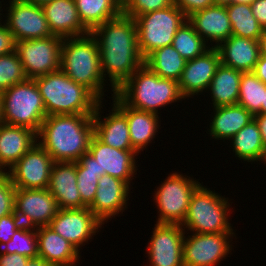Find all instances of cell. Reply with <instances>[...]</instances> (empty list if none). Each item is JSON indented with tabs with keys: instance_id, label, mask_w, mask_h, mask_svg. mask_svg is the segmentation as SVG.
Here are the masks:
<instances>
[{
	"instance_id": "obj_3",
	"label": "cell",
	"mask_w": 266,
	"mask_h": 266,
	"mask_svg": "<svg viewBox=\"0 0 266 266\" xmlns=\"http://www.w3.org/2000/svg\"><path fill=\"white\" fill-rule=\"evenodd\" d=\"M127 105L134 109L158 113V108L181 101L178 81L161 78L145 64L136 70L115 92Z\"/></svg>"
},
{
	"instance_id": "obj_45",
	"label": "cell",
	"mask_w": 266,
	"mask_h": 266,
	"mask_svg": "<svg viewBox=\"0 0 266 266\" xmlns=\"http://www.w3.org/2000/svg\"><path fill=\"white\" fill-rule=\"evenodd\" d=\"M253 16L257 19L260 26L266 28V0H255L251 4Z\"/></svg>"
},
{
	"instance_id": "obj_25",
	"label": "cell",
	"mask_w": 266,
	"mask_h": 266,
	"mask_svg": "<svg viewBox=\"0 0 266 266\" xmlns=\"http://www.w3.org/2000/svg\"><path fill=\"white\" fill-rule=\"evenodd\" d=\"M37 143L29 128L0 123V171H6ZM4 169V170H3Z\"/></svg>"
},
{
	"instance_id": "obj_6",
	"label": "cell",
	"mask_w": 266,
	"mask_h": 266,
	"mask_svg": "<svg viewBox=\"0 0 266 266\" xmlns=\"http://www.w3.org/2000/svg\"><path fill=\"white\" fill-rule=\"evenodd\" d=\"M228 200L200 184L191 196L182 228L199 234L235 233L228 219Z\"/></svg>"
},
{
	"instance_id": "obj_32",
	"label": "cell",
	"mask_w": 266,
	"mask_h": 266,
	"mask_svg": "<svg viewBox=\"0 0 266 266\" xmlns=\"http://www.w3.org/2000/svg\"><path fill=\"white\" fill-rule=\"evenodd\" d=\"M186 60L172 46L158 48L150 53L144 64L161 78L179 81L185 67Z\"/></svg>"
},
{
	"instance_id": "obj_38",
	"label": "cell",
	"mask_w": 266,
	"mask_h": 266,
	"mask_svg": "<svg viewBox=\"0 0 266 266\" xmlns=\"http://www.w3.org/2000/svg\"><path fill=\"white\" fill-rule=\"evenodd\" d=\"M26 79L23 65L15 50L0 56V93Z\"/></svg>"
},
{
	"instance_id": "obj_14",
	"label": "cell",
	"mask_w": 266,
	"mask_h": 266,
	"mask_svg": "<svg viewBox=\"0 0 266 266\" xmlns=\"http://www.w3.org/2000/svg\"><path fill=\"white\" fill-rule=\"evenodd\" d=\"M104 225L88 208L59 209L48 225L80 252L81 246L92 239ZM100 228V229H99ZM84 244V245H83Z\"/></svg>"
},
{
	"instance_id": "obj_17",
	"label": "cell",
	"mask_w": 266,
	"mask_h": 266,
	"mask_svg": "<svg viewBox=\"0 0 266 266\" xmlns=\"http://www.w3.org/2000/svg\"><path fill=\"white\" fill-rule=\"evenodd\" d=\"M88 153L98 162L99 178L107 174L125 181L131 187V180L138 170L135 156L139 154L135 150L116 149L93 135Z\"/></svg>"
},
{
	"instance_id": "obj_16",
	"label": "cell",
	"mask_w": 266,
	"mask_h": 266,
	"mask_svg": "<svg viewBox=\"0 0 266 266\" xmlns=\"http://www.w3.org/2000/svg\"><path fill=\"white\" fill-rule=\"evenodd\" d=\"M59 208L48 189H16L15 214L22 225L48 226Z\"/></svg>"
},
{
	"instance_id": "obj_46",
	"label": "cell",
	"mask_w": 266,
	"mask_h": 266,
	"mask_svg": "<svg viewBox=\"0 0 266 266\" xmlns=\"http://www.w3.org/2000/svg\"><path fill=\"white\" fill-rule=\"evenodd\" d=\"M253 73L266 84V55H260Z\"/></svg>"
},
{
	"instance_id": "obj_54",
	"label": "cell",
	"mask_w": 266,
	"mask_h": 266,
	"mask_svg": "<svg viewBox=\"0 0 266 266\" xmlns=\"http://www.w3.org/2000/svg\"><path fill=\"white\" fill-rule=\"evenodd\" d=\"M2 122V97L0 93V123Z\"/></svg>"
},
{
	"instance_id": "obj_4",
	"label": "cell",
	"mask_w": 266,
	"mask_h": 266,
	"mask_svg": "<svg viewBox=\"0 0 266 266\" xmlns=\"http://www.w3.org/2000/svg\"><path fill=\"white\" fill-rule=\"evenodd\" d=\"M47 116L93 115L100 100L86 87L74 82L62 70L34 78Z\"/></svg>"
},
{
	"instance_id": "obj_23",
	"label": "cell",
	"mask_w": 266,
	"mask_h": 266,
	"mask_svg": "<svg viewBox=\"0 0 266 266\" xmlns=\"http://www.w3.org/2000/svg\"><path fill=\"white\" fill-rule=\"evenodd\" d=\"M102 101L93 114L94 135L103 143L120 150H134L130 142V134L126 115L113 103L107 117L101 116Z\"/></svg>"
},
{
	"instance_id": "obj_55",
	"label": "cell",
	"mask_w": 266,
	"mask_h": 266,
	"mask_svg": "<svg viewBox=\"0 0 266 266\" xmlns=\"http://www.w3.org/2000/svg\"><path fill=\"white\" fill-rule=\"evenodd\" d=\"M261 161H263L264 164L266 163V146L264 148V153H263V157H262Z\"/></svg>"
},
{
	"instance_id": "obj_28",
	"label": "cell",
	"mask_w": 266,
	"mask_h": 266,
	"mask_svg": "<svg viewBox=\"0 0 266 266\" xmlns=\"http://www.w3.org/2000/svg\"><path fill=\"white\" fill-rule=\"evenodd\" d=\"M209 135L216 140H228L253 120V115L244 107L235 104L213 108Z\"/></svg>"
},
{
	"instance_id": "obj_41",
	"label": "cell",
	"mask_w": 266,
	"mask_h": 266,
	"mask_svg": "<svg viewBox=\"0 0 266 266\" xmlns=\"http://www.w3.org/2000/svg\"><path fill=\"white\" fill-rule=\"evenodd\" d=\"M22 226L18 216L14 213L0 218V247L6 244L15 231Z\"/></svg>"
},
{
	"instance_id": "obj_2",
	"label": "cell",
	"mask_w": 266,
	"mask_h": 266,
	"mask_svg": "<svg viewBox=\"0 0 266 266\" xmlns=\"http://www.w3.org/2000/svg\"><path fill=\"white\" fill-rule=\"evenodd\" d=\"M93 135V115H50L41 124L37 143L54 162H76L88 153Z\"/></svg>"
},
{
	"instance_id": "obj_8",
	"label": "cell",
	"mask_w": 266,
	"mask_h": 266,
	"mask_svg": "<svg viewBox=\"0 0 266 266\" xmlns=\"http://www.w3.org/2000/svg\"><path fill=\"white\" fill-rule=\"evenodd\" d=\"M137 26L138 46L145 59L158 48L172 45L178 28L187 20L184 13L172 4L163 9L134 18Z\"/></svg>"
},
{
	"instance_id": "obj_39",
	"label": "cell",
	"mask_w": 266,
	"mask_h": 266,
	"mask_svg": "<svg viewBox=\"0 0 266 266\" xmlns=\"http://www.w3.org/2000/svg\"><path fill=\"white\" fill-rule=\"evenodd\" d=\"M172 0H122V13L135 18L139 15L166 8Z\"/></svg>"
},
{
	"instance_id": "obj_50",
	"label": "cell",
	"mask_w": 266,
	"mask_h": 266,
	"mask_svg": "<svg viewBox=\"0 0 266 266\" xmlns=\"http://www.w3.org/2000/svg\"><path fill=\"white\" fill-rule=\"evenodd\" d=\"M21 1H25V2H29V3H32V4H36V5L42 6L43 4L51 2L52 0H21Z\"/></svg>"
},
{
	"instance_id": "obj_22",
	"label": "cell",
	"mask_w": 266,
	"mask_h": 266,
	"mask_svg": "<svg viewBox=\"0 0 266 266\" xmlns=\"http://www.w3.org/2000/svg\"><path fill=\"white\" fill-rule=\"evenodd\" d=\"M197 34L211 47L216 48L232 35L226 6L213 5L196 11L187 17ZM210 41V43H208Z\"/></svg>"
},
{
	"instance_id": "obj_47",
	"label": "cell",
	"mask_w": 266,
	"mask_h": 266,
	"mask_svg": "<svg viewBox=\"0 0 266 266\" xmlns=\"http://www.w3.org/2000/svg\"><path fill=\"white\" fill-rule=\"evenodd\" d=\"M253 119L256 121L261 133L262 141L266 146V114H256Z\"/></svg>"
},
{
	"instance_id": "obj_36",
	"label": "cell",
	"mask_w": 266,
	"mask_h": 266,
	"mask_svg": "<svg viewBox=\"0 0 266 266\" xmlns=\"http://www.w3.org/2000/svg\"><path fill=\"white\" fill-rule=\"evenodd\" d=\"M266 84H264L253 72H242L238 105L244 107L253 116L261 114Z\"/></svg>"
},
{
	"instance_id": "obj_9",
	"label": "cell",
	"mask_w": 266,
	"mask_h": 266,
	"mask_svg": "<svg viewBox=\"0 0 266 266\" xmlns=\"http://www.w3.org/2000/svg\"><path fill=\"white\" fill-rule=\"evenodd\" d=\"M201 183L194 178L170 173L154 191V201L159 210L158 224L181 225L186 217L190 199Z\"/></svg>"
},
{
	"instance_id": "obj_34",
	"label": "cell",
	"mask_w": 266,
	"mask_h": 266,
	"mask_svg": "<svg viewBox=\"0 0 266 266\" xmlns=\"http://www.w3.org/2000/svg\"><path fill=\"white\" fill-rule=\"evenodd\" d=\"M89 154L76 161L77 186L81 201L88 207L94 200L99 180V166Z\"/></svg>"
},
{
	"instance_id": "obj_27",
	"label": "cell",
	"mask_w": 266,
	"mask_h": 266,
	"mask_svg": "<svg viewBox=\"0 0 266 266\" xmlns=\"http://www.w3.org/2000/svg\"><path fill=\"white\" fill-rule=\"evenodd\" d=\"M216 49L223 65L242 72H253L260 56L258 40L235 35L221 42Z\"/></svg>"
},
{
	"instance_id": "obj_40",
	"label": "cell",
	"mask_w": 266,
	"mask_h": 266,
	"mask_svg": "<svg viewBox=\"0 0 266 266\" xmlns=\"http://www.w3.org/2000/svg\"><path fill=\"white\" fill-rule=\"evenodd\" d=\"M16 188L6 171H0V218L15 212Z\"/></svg>"
},
{
	"instance_id": "obj_29",
	"label": "cell",
	"mask_w": 266,
	"mask_h": 266,
	"mask_svg": "<svg viewBox=\"0 0 266 266\" xmlns=\"http://www.w3.org/2000/svg\"><path fill=\"white\" fill-rule=\"evenodd\" d=\"M241 74L242 71L222 63L218 66L208 87V92H211L213 108L238 103Z\"/></svg>"
},
{
	"instance_id": "obj_33",
	"label": "cell",
	"mask_w": 266,
	"mask_h": 266,
	"mask_svg": "<svg viewBox=\"0 0 266 266\" xmlns=\"http://www.w3.org/2000/svg\"><path fill=\"white\" fill-rule=\"evenodd\" d=\"M232 35L258 40L263 28L253 16L251 5L229 4L226 6Z\"/></svg>"
},
{
	"instance_id": "obj_31",
	"label": "cell",
	"mask_w": 266,
	"mask_h": 266,
	"mask_svg": "<svg viewBox=\"0 0 266 266\" xmlns=\"http://www.w3.org/2000/svg\"><path fill=\"white\" fill-rule=\"evenodd\" d=\"M229 141L235 157L247 162H261L265 145L256 121L253 119Z\"/></svg>"
},
{
	"instance_id": "obj_43",
	"label": "cell",
	"mask_w": 266,
	"mask_h": 266,
	"mask_svg": "<svg viewBox=\"0 0 266 266\" xmlns=\"http://www.w3.org/2000/svg\"><path fill=\"white\" fill-rule=\"evenodd\" d=\"M15 43L10 30L6 27L4 22L2 25L0 21V56L13 52L15 50Z\"/></svg>"
},
{
	"instance_id": "obj_51",
	"label": "cell",
	"mask_w": 266,
	"mask_h": 266,
	"mask_svg": "<svg viewBox=\"0 0 266 266\" xmlns=\"http://www.w3.org/2000/svg\"><path fill=\"white\" fill-rule=\"evenodd\" d=\"M255 0H231V4H248L251 5Z\"/></svg>"
},
{
	"instance_id": "obj_35",
	"label": "cell",
	"mask_w": 266,
	"mask_h": 266,
	"mask_svg": "<svg viewBox=\"0 0 266 266\" xmlns=\"http://www.w3.org/2000/svg\"><path fill=\"white\" fill-rule=\"evenodd\" d=\"M172 46L186 60H192L203 55L211 47L195 31L192 24L186 20L178 28L172 42Z\"/></svg>"
},
{
	"instance_id": "obj_5",
	"label": "cell",
	"mask_w": 266,
	"mask_h": 266,
	"mask_svg": "<svg viewBox=\"0 0 266 266\" xmlns=\"http://www.w3.org/2000/svg\"><path fill=\"white\" fill-rule=\"evenodd\" d=\"M61 70L74 82L89 89L100 101L104 95V79L100 52L91 33L63 38L61 47Z\"/></svg>"
},
{
	"instance_id": "obj_48",
	"label": "cell",
	"mask_w": 266,
	"mask_h": 266,
	"mask_svg": "<svg viewBox=\"0 0 266 266\" xmlns=\"http://www.w3.org/2000/svg\"><path fill=\"white\" fill-rule=\"evenodd\" d=\"M26 266H53L51 263H48L43 258L37 256L34 258H29Z\"/></svg>"
},
{
	"instance_id": "obj_42",
	"label": "cell",
	"mask_w": 266,
	"mask_h": 266,
	"mask_svg": "<svg viewBox=\"0 0 266 266\" xmlns=\"http://www.w3.org/2000/svg\"><path fill=\"white\" fill-rule=\"evenodd\" d=\"M186 17L192 13L213 6V0H172Z\"/></svg>"
},
{
	"instance_id": "obj_19",
	"label": "cell",
	"mask_w": 266,
	"mask_h": 266,
	"mask_svg": "<svg viewBox=\"0 0 266 266\" xmlns=\"http://www.w3.org/2000/svg\"><path fill=\"white\" fill-rule=\"evenodd\" d=\"M129 192L130 186L125 181L104 174L98 180L94 200L88 208L105 224L126 210Z\"/></svg>"
},
{
	"instance_id": "obj_10",
	"label": "cell",
	"mask_w": 266,
	"mask_h": 266,
	"mask_svg": "<svg viewBox=\"0 0 266 266\" xmlns=\"http://www.w3.org/2000/svg\"><path fill=\"white\" fill-rule=\"evenodd\" d=\"M62 43L63 38L56 35L17 41L15 51L23 65L26 77L34 79L61 70Z\"/></svg>"
},
{
	"instance_id": "obj_1",
	"label": "cell",
	"mask_w": 266,
	"mask_h": 266,
	"mask_svg": "<svg viewBox=\"0 0 266 266\" xmlns=\"http://www.w3.org/2000/svg\"><path fill=\"white\" fill-rule=\"evenodd\" d=\"M90 33L98 44L103 79L110 81L109 86L115 94L144 64L138 46L136 22L134 18L121 13L97 26Z\"/></svg>"
},
{
	"instance_id": "obj_18",
	"label": "cell",
	"mask_w": 266,
	"mask_h": 266,
	"mask_svg": "<svg viewBox=\"0 0 266 266\" xmlns=\"http://www.w3.org/2000/svg\"><path fill=\"white\" fill-rule=\"evenodd\" d=\"M221 64L218 50L211 47L203 55L185 63L178 81L181 95L186 99L208 90L218 66Z\"/></svg>"
},
{
	"instance_id": "obj_30",
	"label": "cell",
	"mask_w": 266,
	"mask_h": 266,
	"mask_svg": "<svg viewBox=\"0 0 266 266\" xmlns=\"http://www.w3.org/2000/svg\"><path fill=\"white\" fill-rule=\"evenodd\" d=\"M79 19L91 32L122 13V0H75Z\"/></svg>"
},
{
	"instance_id": "obj_13",
	"label": "cell",
	"mask_w": 266,
	"mask_h": 266,
	"mask_svg": "<svg viewBox=\"0 0 266 266\" xmlns=\"http://www.w3.org/2000/svg\"><path fill=\"white\" fill-rule=\"evenodd\" d=\"M8 3L4 22L15 42L52 36L41 6L21 0Z\"/></svg>"
},
{
	"instance_id": "obj_21",
	"label": "cell",
	"mask_w": 266,
	"mask_h": 266,
	"mask_svg": "<svg viewBox=\"0 0 266 266\" xmlns=\"http://www.w3.org/2000/svg\"><path fill=\"white\" fill-rule=\"evenodd\" d=\"M41 7L52 35L72 38L90 33L79 19L75 0H52Z\"/></svg>"
},
{
	"instance_id": "obj_11",
	"label": "cell",
	"mask_w": 266,
	"mask_h": 266,
	"mask_svg": "<svg viewBox=\"0 0 266 266\" xmlns=\"http://www.w3.org/2000/svg\"><path fill=\"white\" fill-rule=\"evenodd\" d=\"M235 233H193L183 239L184 266H215L232 250ZM231 240V241H230Z\"/></svg>"
},
{
	"instance_id": "obj_52",
	"label": "cell",
	"mask_w": 266,
	"mask_h": 266,
	"mask_svg": "<svg viewBox=\"0 0 266 266\" xmlns=\"http://www.w3.org/2000/svg\"><path fill=\"white\" fill-rule=\"evenodd\" d=\"M214 5L227 6L231 4V0H213Z\"/></svg>"
},
{
	"instance_id": "obj_26",
	"label": "cell",
	"mask_w": 266,
	"mask_h": 266,
	"mask_svg": "<svg viewBox=\"0 0 266 266\" xmlns=\"http://www.w3.org/2000/svg\"><path fill=\"white\" fill-rule=\"evenodd\" d=\"M38 256L53 266H76L80 253L73 244L49 226L36 228Z\"/></svg>"
},
{
	"instance_id": "obj_15",
	"label": "cell",
	"mask_w": 266,
	"mask_h": 266,
	"mask_svg": "<svg viewBox=\"0 0 266 266\" xmlns=\"http://www.w3.org/2000/svg\"><path fill=\"white\" fill-rule=\"evenodd\" d=\"M185 230L179 224L156 223L147 247L149 266H184Z\"/></svg>"
},
{
	"instance_id": "obj_53",
	"label": "cell",
	"mask_w": 266,
	"mask_h": 266,
	"mask_svg": "<svg viewBox=\"0 0 266 266\" xmlns=\"http://www.w3.org/2000/svg\"><path fill=\"white\" fill-rule=\"evenodd\" d=\"M261 114H266V90L264 92V98L261 107Z\"/></svg>"
},
{
	"instance_id": "obj_7",
	"label": "cell",
	"mask_w": 266,
	"mask_h": 266,
	"mask_svg": "<svg viewBox=\"0 0 266 266\" xmlns=\"http://www.w3.org/2000/svg\"><path fill=\"white\" fill-rule=\"evenodd\" d=\"M2 123L29 128L38 133L47 117L39 88L34 79L13 85L1 92Z\"/></svg>"
},
{
	"instance_id": "obj_37",
	"label": "cell",
	"mask_w": 266,
	"mask_h": 266,
	"mask_svg": "<svg viewBox=\"0 0 266 266\" xmlns=\"http://www.w3.org/2000/svg\"><path fill=\"white\" fill-rule=\"evenodd\" d=\"M2 253H16L28 258L38 256L37 233L35 227L22 225L11 239L0 247Z\"/></svg>"
},
{
	"instance_id": "obj_44",
	"label": "cell",
	"mask_w": 266,
	"mask_h": 266,
	"mask_svg": "<svg viewBox=\"0 0 266 266\" xmlns=\"http://www.w3.org/2000/svg\"><path fill=\"white\" fill-rule=\"evenodd\" d=\"M29 258L16 253L0 252V266H26Z\"/></svg>"
},
{
	"instance_id": "obj_12",
	"label": "cell",
	"mask_w": 266,
	"mask_h": 266,
	"mask_svg": "<svg viewBox=\"0 0 266 266\" xmlns=\"http://www.w3.org/2000/svg\"><path fill=\"white\" fill-rule=\"evenodd\" d=\"M52 157L36 143L7 173L16 189H48Z\"/></svg>"
},
{
	"instance_id": "obj_56",
	"label": "cell",
	"mask_w": 266,
	"mask_h": 266,
	"mask_svg": "<svg viewBox=\"0 0 266 266\" xmlns=\"http://www.w3.org/2000/svg\"><path fill=\"white\" fill-rule=\"evenodd\" d=\"M1 9H2V3H1V1H0V12L2 11ZM1 15H3V14L0 13V16H1ZM1 19H2V18L0 17V20H1Z\"/></svg>"
},
{
	"instance_id": "obj_49",
	"label": "cell",
	"mask_w": 266,
	"mask_h": 266,
	"mask_svg": "<svg viewBox=\"0 0 266 266\" xmlns=\"http://www.w3.org/2000/svg\"><path fill=\"white\" fill-rule=\"evenodd\" d=\"M258 42H259L260 55H266V28L263 29L262 34L258 39Z\"/></svg>"
},
{
	"instance_id": "obj_24",
	"label": "cell",
	"mask_w": 266,
	"mask_h": 266,
	"mask_svg": "<svg viewBox=\"0 0 266 266\" xmlns=\"http://www.w3.org/2000/svg\"><path fill=\"white\" fill-rule=\"evenodd\" d=\"M113 103L126 115L132 148L143 151L155 138L159 125V115L127 106L116 94L112 93ZM152 140V141H151Z\"/></svg>"
},
{
	"instance_id": "obj_20",
	"label": "cell",
	"mask_w": 266,
	"mask_h": 266,
	"mask_svg": "<svg viewBox=\"0 0 266 266\" xmlns=\"http://www.w3.org/2000/svg\"><path fill=\"white\" fill-rule=\"evenodd\" d=\"M48 190L56 199L59 209L87 207L77 186L76 162H54L51 168Z\"/></svg>"
}]
</instances>
